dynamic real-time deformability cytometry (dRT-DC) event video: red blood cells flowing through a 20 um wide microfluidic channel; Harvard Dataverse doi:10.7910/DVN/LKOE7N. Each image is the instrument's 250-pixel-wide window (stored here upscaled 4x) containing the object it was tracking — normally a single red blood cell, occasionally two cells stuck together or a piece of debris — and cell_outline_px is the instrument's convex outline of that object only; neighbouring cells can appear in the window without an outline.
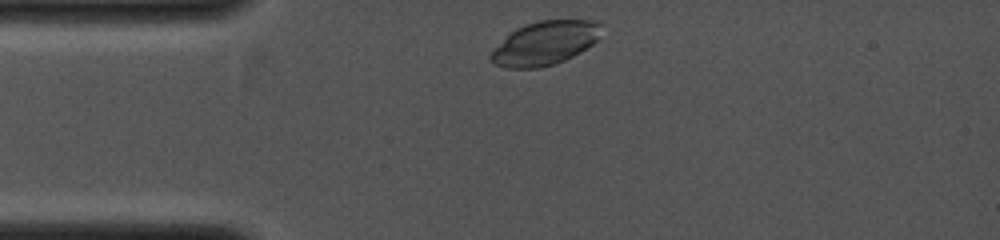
{"species": "common noctule bat (a hibernating species)", "species_latin": "Nyctalus noctula", "temperature_condition": "cold", "stored_images_in_passage": 24, "camera_frame_rate_fps": 4000, "um_per_image_px": 0.085, "animal": {"sex": "female", "body_mass_g": 19.0, "forearm_length_mm": 53.3}, "frame": {"image": 1, "passage_image": 1, "time_ms": 0.0, "image_size_px": [1000, 240], "cell_outline_px": [[600, 24], [596, 40], [592, 44], [580, 52], [564, 60], [552, 64], [536, 68], [508, 68], [496, 64], [488, 60], [488, 56], [516, 28], [540, 20], [600, 20]], "centroid_in_image_um": [46.31, 3.67], "position_along_channel_um": 38.7, "area_um2": 27.51}}
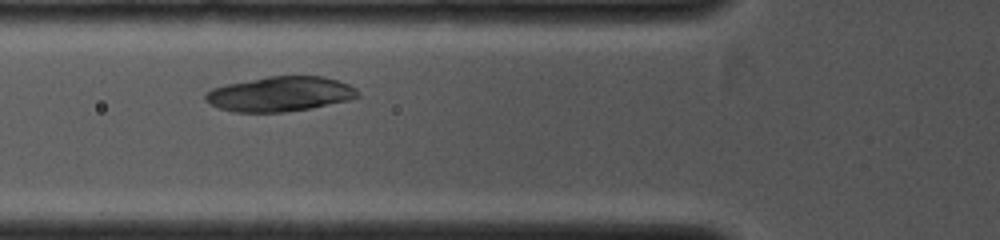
{"frame": {"image": 2, "passage_image": 7, "time_ms": 1.5, "image_size_px": [1000, 240], "cell_outline_px": [[360, 96], [348, 100], [312, 108], [284, 112], [232, 112], [208, 104], [204, 100], [204, 96], [212, 88], [228, 84], [268, 76], [324, 76], [348, 84], [356, 88], [360, 92]], "centroid_in_image_um": [23.81, 7.99], "position_along_channel_um": 102.0, "area_um2": 30.98}}
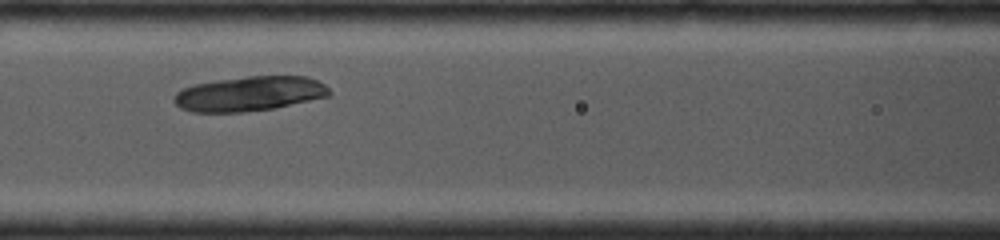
{"frame": {"image": 3, "passage_image": 10, "time_ms": 2.25, "image_size_px": [1000, 240], "cell_outline_px": [[332, 96], [276, 108], [244, 112], [192, 112], [180, 108], [172, 100], [172, 96], [180, 88], [192, 84], [216, 80], [248, 76], [308, 76], [324, 84], [332, 92]], "centroid_in_image_um": [21.2, 7.97], "position_along_channel_um": 145.4, "area_um2": 32.02}}